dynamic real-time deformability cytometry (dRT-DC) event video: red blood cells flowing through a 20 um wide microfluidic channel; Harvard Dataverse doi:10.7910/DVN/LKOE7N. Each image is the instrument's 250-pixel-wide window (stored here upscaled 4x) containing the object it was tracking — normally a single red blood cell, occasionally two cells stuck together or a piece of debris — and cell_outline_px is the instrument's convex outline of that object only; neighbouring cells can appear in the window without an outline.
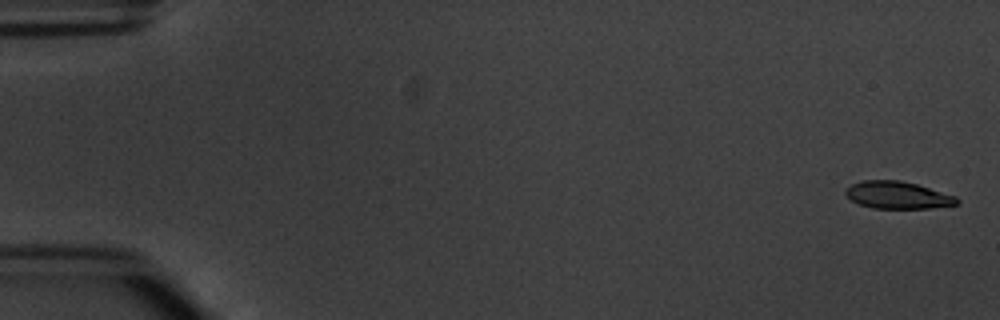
{"species": "common noctule bat (a hibernating species)", "species_latin": "Nyctalus noctula", "temperature_condition": "warm", "stored_images_in_passage": 6, "segment_of_instrument_passage": [1, 2], "camera_frame_rate_fps": 3000, "um_per_image_px": 0.085, "animal": {"sex": "male", "body_mass_g": 20.1, "forearm_length_mm": 53.5}, "frame": {"image": 1, "passage_image": 1, "time_ms": 0.0, "image_size_px": [1000, 320], "cell_outline_px": [[960, 204], [932, 208], [872, 208], [860, 204], [852, 200], [844, 192], [844, 188], [860, 180], [900, 180], [916, 184], [956, 196], [960, 200]], "centroid_in_image_um": [76.31, 16.58], "position_along_channel_um": 8.7, "area_um2": 17.74}}